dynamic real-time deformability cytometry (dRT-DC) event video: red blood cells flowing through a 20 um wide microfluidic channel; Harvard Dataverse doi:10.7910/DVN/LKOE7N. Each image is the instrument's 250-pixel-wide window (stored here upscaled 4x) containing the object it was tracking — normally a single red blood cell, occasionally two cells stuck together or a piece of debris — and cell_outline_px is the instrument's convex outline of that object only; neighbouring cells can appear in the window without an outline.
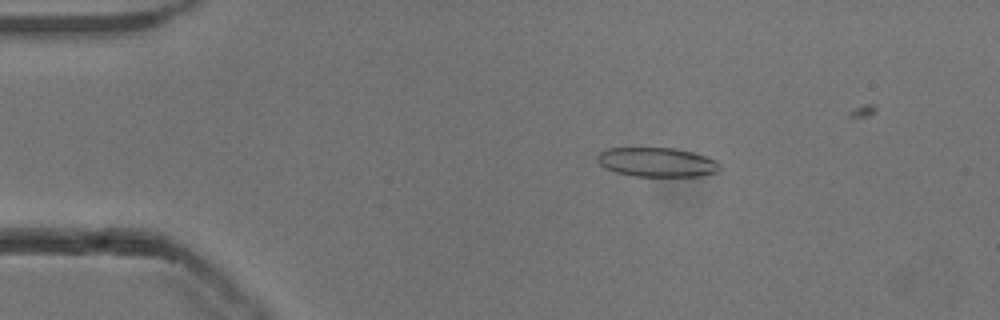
{"species": "common noctule bat (a hibernating species)", "species_latin": "Nyctalus noctula", "temperature_condition": "cold", "stored_images_in_passage": 53, "camera_frame_rate_fps": 3000, "um_per_image_px": 0.085, "animal": {"sex": "male", "body_mass_g": 13.3}, "frame": {"image": 1, "passage_image": 10, "time_ms": 3.0, "image_size_px": [1000, 320], "cell_outline_px": [[720, 172], [700, 176], [632, 176], [616, 172], [600, 164], [596, 160], [596, 156], [600, 152], [608, 148], [676, 148], [692, 152], [716, 160], [720, 164]], "centroid_in_image_um": [55.86, 13.79], "position_along_channel_um": 29.1, "area_um2": 20.92}}
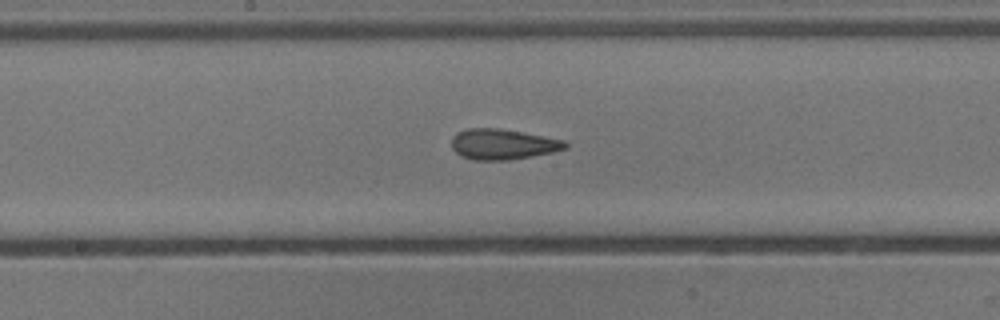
{"frame": {"image": 2, "passage_image": 28, "time_ms": 9.0, "image_size_px": [1000, 320], "cell_outline_px": [[568, 148], [552, 152], [532, 156], [508, 160], [476, 160], [460, 156], [452, 148], [452, 136], [456, 132], [468, 128], [500, 128], [564, 140], [568, 144]], "centroid_in_image_um": [42.71, 12.26], "position_along_channel_um": 205.5, "area_um2": 20.23}}
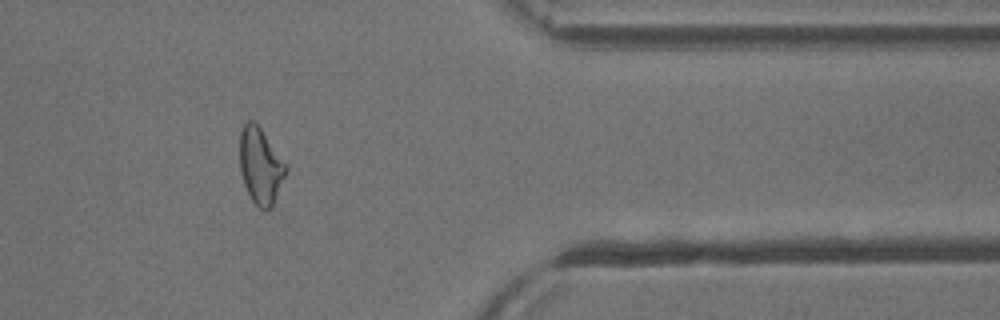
{"frame": {"image": 3, "passage_image": 44, "time_ms": 14.333, "image_size_px": [1000, 320], "cell_outline_px": [[288, 168], [272, 204], [268, 208], [260, 208], [252, 200], [244, 184], [240, 172], [240, 132], [244, 124], [248, 120], [252, 120], [260, 128], [288, 164]], "centroid_in_image_um": [22.14, 14.05], "position_along_channel_um": 389.3, "area_um2": 20.11}}